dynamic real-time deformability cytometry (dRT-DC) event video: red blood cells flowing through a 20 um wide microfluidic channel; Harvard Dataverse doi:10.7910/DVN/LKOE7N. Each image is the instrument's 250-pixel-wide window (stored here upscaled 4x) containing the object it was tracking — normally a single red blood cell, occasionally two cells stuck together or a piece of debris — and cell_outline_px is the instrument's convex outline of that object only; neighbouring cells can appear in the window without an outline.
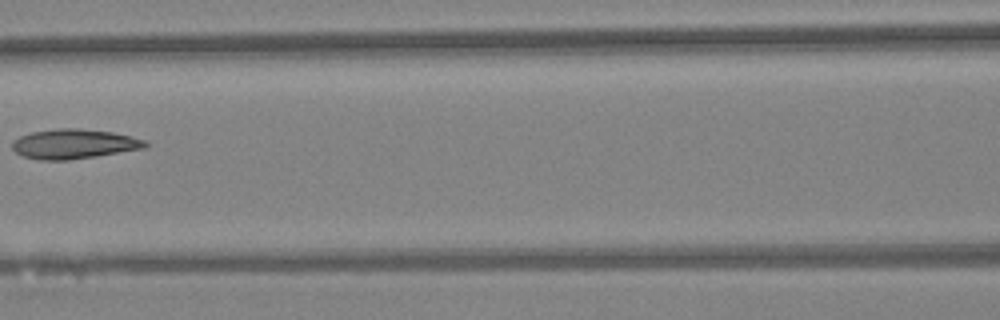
{"species": "Egyptian fruit bat (a non-hibernating species)", "species_latin": "Rousettus aegyptiacus", "temperature_condition": "warm", "stored_images_in_passage": 6, "camera_frame_rate_fps": 3000, "um_per_image_px": 0.085, "animal": {"sex": "female"}, "frame": {"image": 1, "passage_image": 6, "time_ms": 1.667, "image_size_px": [1000, 320], "cell_outline_px": [[148, 144], [144, 148], [96, 156], [68, 160], [40, 160], [24, 156], [16, 152], [12, 148], [12, 140], [20, 136], [32, 132], [60, 128], [80, 128], [112, 132], [132, 136], [144, 140]], "centroid_in_image_um": [6.27, 12.23], "position_along_channel_um": 160.3, "area_um2": 22.89}}